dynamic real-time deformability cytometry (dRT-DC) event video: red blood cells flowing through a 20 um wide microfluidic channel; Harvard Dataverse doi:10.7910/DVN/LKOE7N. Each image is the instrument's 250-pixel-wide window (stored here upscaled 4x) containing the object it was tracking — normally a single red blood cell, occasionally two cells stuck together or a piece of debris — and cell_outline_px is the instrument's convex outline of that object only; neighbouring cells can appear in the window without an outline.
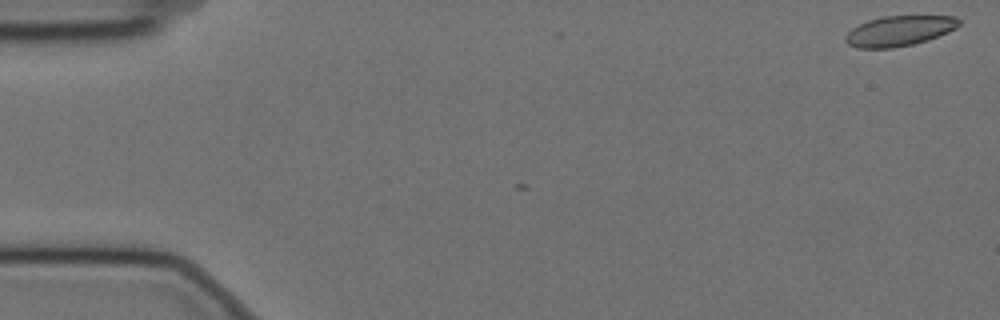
{"species": "Egyptian fruit bat (a non-hibernating species)", "species_latin": "Rousettus aegyptiacus", "temperature_condition": "cold", "stored_images_in_passage": 3, "camera_frame_rate_fps": 3000, "um_per_image_px": 0.085, "animal": {"sex": "female"}, "frame": {"image": 1, "passage_image": 1, "time_ms": 0.0, "image_size_px": [1000, 320], "cell_outline_px": [[960, 24], [956, 28], [948, 32], [928, 40], [912, 44], [892, 48], [856, 48], [848, 44], [844, 40], [844, 36], [852, 28], [868, 20], [884, 16], [956, 16], [960, 20]], "centroid_in_image_um": [76.43, 2.63], "position_along_channel_um": 8.6, "area_um2": 20.0}}